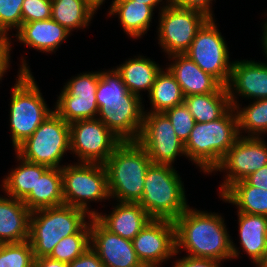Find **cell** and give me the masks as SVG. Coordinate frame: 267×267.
<instances>
[{"mask_svg":"<svg viewBox=\"0 0 267 267\" xmlns=\"http://www.w3.org/2000/svg\"><path fill=\"white\" fill-rule=\"evenodd\" d=\"M221 214L191 208L174 220L176 253L219 262L239 258L240 250L231 239Z\"/></svg>","mask_w":267,"mask_h":267,"instance_id":"6da1fadb","label":"cell"},{"mask_svg":"<svg viewBox=\"0 0 267 267\" xmlns=\"http://www.w3.org/2000/svg\"><path fill=\"white\" fill-rule=\"evenodd\" d=\"M238 137V117L231 106L219 119L195 122L184 144L186 158L198 166L200 172L212 174Z\"/></svg>","mask_w":267,"mask_h":267,"instance_id":"7a4b0ae2","label":"cell"},{"mask_svg":"<svg viewBox=\"0 0 267 267\" xmlns=\"http://www.w3.org/2000/svg\"><path fill=\"white\" fill-rule=\"evenodd\" d=\"M20 69L14 86L11 87L10 132L14 150L28 139L54 110L48 108L35 78L21 58Z\"/></svg>","mask_w":267,"mask_h":267,"instance_id":"3957f363","label":"cell"},{"mask_svg":"<svg viewBox=\"0 0 267 267\" xmlns=\"http://www.w3.org/2000/svg\"><path fill=\"white\" fill-rule=\"evenodd\" d=\"M151 164L148 153L137 141H122L103 164L110 198L116 202L138 203Z\"/></svg>","mask_w":267,"mask_h":267,"instance_id":"277c9868","label":"cell"},{"mask_svg":"<svg viewBox=\"0 0 267 267\" xmlns=\"http://www.w3.org/2000/svg\"><path fill=\"white\" fill-rule=\"evenodd\" d=\"M91 218L85 210L68 205L32 211L28 241L34 259L49 257L62 238L78 233Z\"/></svg>","mask_w":267,"mask_h":267,"instance_id":"5b68a950","label":"cell"},{"mask_svg":"<svg viewBox=\"0 0 267 267\" xmlns=\"http://www.w3.org/2000/svg\"><path fill=\"white\" fill-rule=\"evenodd\" d=\"M174 166L151 164L141 200L138 202L153 219L174 221L188 207L182 178Z\"/></svg>","mask_w":267,"mask_h":267,"instance_id":"8992f818","label":"cell"},{"mask_svg":"<svg viewBox=\"0 0 267 267\" xmlns=\"http://www.w3.org/2000/svg\"><path fill=\"white\" fill-rule=\"evenodd\" d=\"M64 205L85 210L94 217L98 212L90 210L89 202L110 200L107 172L103 164H64L61 167Z\"/></svg>","mask_w":267,"mask_h":267,"instance_id":"52a82bcc","label":"cell"},{"mask_svg":"<svg viewBox=\"0 0 267 267\" xmlns=\"http://www.w3.org/2000/svg\"><path fill=\"white\" fill-rule=\"evenodd\" d=\"M14 151L28 162L61 168L62 158L70 151V126L54 111Z\"/></svg>","mask_w":267,"mask_h":267,"instance_id":"ba28073f","label":"cell"},{"mask_svg":"<svg viewBox=\"0 0 267 267\" xmlns=\"http://www.w3.org/2000/svg\"><path fill=\"white\" fill-rule=\"evenodd\" d=\"M215 18H209L198 30L193 42L184 53L204 72L227 86L233 61L229 59V48L218 30Z\"/></svg>","mask_w":267,"mask_h":267,"instance_id":"9c48e42d","label":"cell"},{"mask_svg":"<svg viewBox=\"0 0 267 267\" xmlns=\"http://www.w3.org/2000/svg\"><path fill=\"white\" fill-rule=\"evenodd\" d=\"M157 40L168 56L184 54L198 30L209 19L197 10L185 9L170 4L158 14Z\"/></svg>","mask_w":267,"mask_h":267,"instance_id":"30bf717a","label":"cell"},{"mask_svg":"<svg viewBox=\"0 0 267 267\" xmlns=\"http://www.w3.org/2000/svg\"><path fill=\"white\" fill-rule=\"evenodd\" d=\"M70 126V154L78 163L104 164L122 142L99 119L75 121Z\"/></svg>","mask_w":267,"mask_h":267,"instance_id":"8fae6325","label":"cell"},{"mask_svg":"<svg viewBox=\"0 0 267 267\" xmlns=\"http://www.w3.org/2000/svg\"><path fill=\"white\" fill-rule=\"evenodd\" d=\"M267 165V142L262 137L239 136L227 151L220 164L213 170L226 172L220 184L221 196L232 184L244 180L250 174Z\"/></svg>","mask_w":267,"mask_h":267,"instance_id":"7c38bea8","label":"cell"},{"mask_svg":"<svg viewBox=\"0 0 267 267\" xmlns=\"http://www.w3.org/2000/svg\"><path fill=\"white\" fill-rule=\"evenodd\" d=\"M147 111H144L142 128L136 141L146 150L152 163L173 166L178 155L186 158L184 144L167 116Z\"/></svg>","mask_w":267,"mask_h":267,"instance_id":"4fadbf2b","label":"cell"},{"mask_svg":"<svg viewBox=\"0 0 267 267\" xmlns=\"http://www.w3.org/2000/svg\"><path fill=\"white\" fill-rule=\"evenodd\" d=\"M132 243L144 267H161L176 253L174 221L152 218L132 239Z\"/></svg>","mask_w":267,"mask_h":267,"instance_id":"5bb4252c","label":"cell"},{"mask_svg":"<svg viewBox=\"0 0 267 267\" xmlns=\"http://www.w3.org/2000/svg\"><path fill=\"white\" fill-rule=\"evenodd\" d=\"M143 97L128 92L123 99L101 100L97 119L122 141H136L144 119Z\"/></svg>","mask_w":267,"mask_h":267,"instance_id":"9a60e30c","label":"cell"},{"mask_svg":"<svg viewBox=\"0 0 267 267\" xmlns=\"http://www.w3.org/2000/svg\"><path fill=\"white\" fill-rule=\"evenodd\" d=\"M90 247L105 267H144L132 240L107 230L95 217L90 219Z\"/></svg>","mask_w":267,"mask_h":267,"instance_id":"2e32d148","label":"cell"},{"mask_svg":"<svg viewBox=\"0 0 267 267\" xmlns=\"http://www.w3.org/2000/svg\"><path fill=\"white\" fill-rule=\"evenodd\" d=\"M226 87L231 105L239 104L238 95L251 101L267 99V62L247 59L233 61Z\"/></svg>","mask_w":267,"mask_h":267,"instance_id":"e0dca14e","label":"cell"},{"mask_svg":"<svg viewBox=\"0 0 267 267\" xmlns=\"http://www.w3.org/2000/svg\"><path fill=\"white\" fill-rule=\"evenodd\" d=\"M168 59L172 62L167 68L180 85L184 97L214 93L222 86L215 77L202 71L187 55L174 54L168 56Z\"/></svg>","mask_w":267,"mask_h":267,"instance_id":"ac0fdd59","label":"cell"},{"mask_svg":"<svg viewBox=\"0 0 267 267\" xmlns=\"http://www.w3.org/2000/svg\"><path fill=\"white\" fill-rule=\"evenodd\" d=\"M109 214L94 217L109 231L132 240L152 219L139 203L118 202Z\"/></svg>","mask_w":267,"mask_h":267,"instance_id":"d6986e66","label":"cell"},{"mask_svg":"<svg viewBox=\"0 0 267 267\" xmlns=\"http://www.w3.org/2000/svg\"><path fill=\"white\" fill-rule=\"evenodd\" d=\"M70 32L52 18L23 23L16 31V39L24 46H29L38 52H56L60 45L66 41Z\"/></svg>","mask_w":267,"mask_h":267,"instance_id":"ffe728a7","label":"cell"},{"mask_svg":"<svg viewBox=\"0 0 267 267\" xmlns=\"http://www.w3.org/2000/svg\"><path fill=\"white\" fill-rule=\"evenodd\" d=\"M30 214L22 200L0 195V244L27 241Z\"/></svg>","mask_w":267,"mask_h":267,"instance_id":"44dd1931","label":"cell"},{"mask_svg":"<svg viewBox=\"0 0 267 267\" xmlns=\"http://www.w3.org/2000/svg\"><path fill=\"white\" fill-rule=\"evenodd\" d=\"M237 213L240 248L259 267L267 254V216Z\"/></svg>","mask_w":267,"mask_h":267,"instance_id":"7402d4cb","label":"cell"},{"mask_svg":"<svg viewBox=\"0 0 267 267\" xmlns=\"http://www.w3.org/2000/svg\"><path fill=\"white\" fill-rule=\"evenodd\" d=\"M109 9V17L116 15L124 33L135 40L147 33L154 18V10L136 0H112Z\"/></svg>","mask_w":267,"mask_h":267,"instance_id":"603a6c76","label":"cell"},{"mask_svg":"<svg viewBox=\"0 0 267 267\" xmlns=\"http://www.w3.org/2000/svg\"><path fill=\"white\" fill-rule=\"evenodd\" d=\"M145 57L139 54L115 67L128 91L139 97L143 95L141 91L150 93L156 75L162 69L158 63Z\"/></svg>","mask_w":267,"mask_h":267,"instance_id":"cb8c5ba5","label":"cell"},{"mask_svg":"<svg viewBox=\"0 0 267 267\" xmlns=\"http://www.w3.org/2000/svg\"><path fill=\"white\" fill-rule=\"evenodd\" d=\"M22 201L31 212L64 205L61 168H48Z\"/></svg>","mask_w":267,"mask_h":267,"instance_id":"d4e9b609","label":"cell"},{"mask_svg":"<svg viewBox=\"0 0 267 267\" xmlns=\"http://www.w3.org/2000/svg\"><path fill=\"white\" fill-rule=\"evenodd\" d=\"M19 162L18 166L12 168L10 173L4 177L2 182V191L12 198L23 200L31 191L35 189L37 178H39L47 169V166L31 163L16 154Z\"/></svg>","mask_w":267,"mask_h":267,"instance_id":"484cf974","label":"cell"},{"mask_svg":"<svg viewBox=\"0 0 267 267\" xmlns=\"http://www.w3.org/2000/svg\"><path fill=\"white\" fill-rule=\"evenodd\" d=\"M184 104L198 123L219 119L231 107L227 87L223 85L214 93L186 96Z\"/></svg>","mask_w":267,"mask_h":267,"instance_id":"4316f807","label":"cell"},{"mask_svg":"<svg viewBox=\"0 0 267 267\" xmlns=\"http://www.w3.org/2000/svg\"><path fill=\"white\" fill-rule=\"evenodd\" d=\"M220 198L242 212L267 216V190L249 185L245 180L232 184Z\"/></svg>","mask_w":267,"mask_h":267,"instance_id":"83f0119b","label":"cell"},{"mask_svg":"<svg viewBox=\"0 0 267 267\" xmlns=\"http://www.w3.org/2000/svg\"><path fill=\"white\" fill-rule=\"evenodd\" d=\"M53 109L68 124L96 119L99 112L96 93L68 94L63 88Z\"/></svg>","mask_w":267,"mask_h":267,"instance_id":"f1b7e54d","label":"cell"},{"mask_svg":"<svg viewBox=\"0 0 267 267\" xmlns=\"http://www.w3.org/2000/svg\"><path fill=\"white\" fill-rule=\"evenodd\" d=\"M151 113H164L177 105L184 103V95L173 74L165 67L156 75L150 93L147 95Z\"/></svg>","mask_w":267,"mask_h":267,"instance_id":"f546056e","label":"cell"},{"mask_svg":"<svg viewBox=\"0 0 267 267\" xmlns=\"http://www.w3.org/2000/svg\"><path fill=\"white\" fill-rule=\"evenodd\" d=\"M51 18L70 33L88 28L96 13L85 0H51Z\"/></svg>","mask_w":267,"mask_h":267,"instance_id":"4dcf8cb0","label":"cell"},{"mask_svg":"<svg viewBox=\"0 0 267 267\" xmlns=\"http://www.w3.org/2000/svg\"><path fill=\"white\" fill-rule=\"evenodd\" d=\"M251 103L244 108H241L240 103L231 105L237 113L239 136L263 137L262 134L267 135V99Z\"/></svg>","mask_w":267,"mask_h":267,"instance_id":"1f68e13d","label":"cell"},{"mask_svg":"<svg viewBox=\"0 0 267 267\" xmlns=\"http://www.w3.org/2000/svg\"><path fill=\"white\" fill-rule=\"evenodd\" d=\"M89 247L90 219L78 233L62 238L49 257L69 264Z\"/></svg>","mask_w":267,"mask_h":267,"instance_id":"d6a6232c","label":"cell"},{"mask_svg":"<svg viewBox=\"0 0 267 267\" xmlns=\"http://www.w3.org/2000/svg\"><path fill=\"white\" fill-rule=\"evenodd\" d=\"M34 256L29 241L0 244V267H33Z\"/></svg>","mask_w":267,"mask_h":267,"instance_id":"836d02e7","label":"cell"},{"mask_svg":"<svg viewBox=\"0 0 267 267\" xmlns=\"http://www.w3.org/2000/svg\"><path fill=\"white\" fill-rule=\"evenodd\" d=\"M128 92L120 74L114 67L108 71L99 70V81L96 91L98 108L101 106V100L123 99Z\"/></svg>","mask_w":267,"mask_h":267,"instance_id":"e575fe53","label":"cell"},{"mask_svg":"<svg viewBox=\"0 0 267 267\" xmlns=\"http://www.w3.org/2000/svg\"><path fill=\"white\" fill-rule=\"evenodd\" d=\"M171 121L174 131L179 140L185 144L189 139L190 133L194 127L195 120L188 107L182 103L164 112Z\"/></svg>","mask_w":267,"mask_h":267,"instance_id":"d590c367","label":"cell"},{"mask_svg":"<svg viewBox=\"0 0 267 267\" xmlns=\"http://www.w3.org/2000/svg\"><path fill=\"white\" fill-rule=\"evenodd\" d=\"M24 0H0V30L8 37L12 29L22 25V3Z\"/></svg>","mask_w":267,"mask_h":267,"instance_id":"8d00e7d4","label":"cell"},{"mask_svg":"<svg viewBox=\"0 0 267 267\" xmlns=\"http://www.w3.org/2000/svg\"><path fill=\"white\" fill-rule=\"evenodd\" d=\"M98 81L99 71L83 72L69 79L63 89L68 94L96 93Z\"/></svg>","mask_w":267,"mask_h":267,"instance_id":"74e56055","label":"cell"},{"mask_svg":"<svg viewBox=\"0 0 267 267\" xmlns=\"http://www.w3.org/2000/svg\"><path fill=\"white\" fill-rule=\"evenodd\" d=\"M51 0H24L22 3V24L51 19Z\"/></svg>","mask_w":267,"mask_h":267,"instance_id":"f35d334b","label":"cell"},{"mask_svg":"<svg viewBox=\"0 0 267 267\" xmlns=\"http://www.w3.org/2000/svg\"><path fill=\"white\" fill-rule=\"evenodd\" d=\"M212 2L213 0H171V4L174 6L197 10L199 12H202L209 18H214L212 11Z\"/></svg>","mask_w":267,"mask_h":267,"instance_id":"ab89813d","label":"cell"},{"mask_svg":"<svg viewBox=\"0 0 267 267\" xmlns=\"http://www.w3.org/2000/svg\"><path fill=\"white\" fill-rule=\"evenodd\" d=\"M68 267H105L95 251L89 247L79 257L68 264Z\"/></svg>","mask_w":267,"mask_h":267,"instance_id":"60d3db41","label":"cell"},{"mask_svg":"<svg viewBox=\"0 0 267 267\" xmlns=\"http://www.w3.org/2000/svg\"><path fill=\"white\" fill-rule=\"evenodd\" d=\"M176 259L172 267H221L222 265V262L214 259L193 258L186 255Z\"/></svg>","mask_w":267,"mask_h":267,"instance_id":"b9f144b4","label":"cell"},{"mask_svg":"<svg viewBox=\"0 0 267 267\" xmlns=\"http://www.w3.org/2000/svg\"><path fill=\"white\" fill-rule=\"evenodd\" d=\"M11 39H1L0 40V81H2L3 76L6 74L8 69H10V57H11Z\"/></svg>","mask_w":267,"mask_h":267,"instance_id":"7bdbcfd3","label":"cell"},{"mask_svg":"<svg viewBox=\"0 0 267 267\" xmlns=\"http://www.w3.org/2000/svg\"><path fill=\"white\" fill-rule=\"evenodd\" d=\"M249 185L267 190V165L244 179Z\"/></svg>","mask_w":267,"mask_h":267,"instance_id":"ee69618b","label":"cell"},{"mask_svg":"<svg viewBox=\"0 0 267 267\" xmlns=\"http://www.w3.org/2000/svg\"><path fill=\"white\" fill-rule=\"evenodd\" d=\"M33 267H68V263L50 257L35 258Z\"/></svg>","mask_w":267,"mask_h":267,"instance_id":"f6af8a7d","label":"cell"},{"mask_svg":"<svg viewBox=\"0 0 267 267\" xmlns=\"http://www.w3.org/2000/svg\"><path fill=\"white\" fill-rule=\"evenodd\" d=\"M136 1H138V2H140V3H144V4H146V5H149L153 10H155V8L157 9L159 6V12L163 9V8H165V7H167V6H169L170 4H171V0H136ZM166 1V2H165ZM165 2V3H164ZM160 4V5H159ZM163 4V5H162ZM158 6V7H157Z\"/></svg>","mask_w":267,"mask_h":267,"instance_id":"bcb514c9","label":"cell"},{"mask_svg":"<svg viewBox=\"0 0 267 267\" xmlns=\"http://www.w3.org/2000/svg\"><path fill=\"white\" fill-rule=\"evenodd\" d=\"M265 16H267V13H266V15ZM267 20V19H266ZM262 31H263V35L261 36V44H262V51L265 53H263V55H266L265 56V59L267 58V21H265V23H264V25H263V27H262Z\"/></svg>","mask_w":267,"mask_h":267,"instance_id":"7dc6e473","label":"cell"},{"mask_svg":"<svg viewBox=\"0 0 267 267\" xmlns=\"http://www.w3.org/2000/svg\"><path fill=\"white\" fill-rule=\"evenodd\" d=\"M86 4L96 13L105 0H85Z\"/></svg>","mask_w":267,"mask_h":267,"instance_id":"c3c4849f","label":"cell"},{"mask_svg":"<svg viewBox=\"0 0 267 267\" xmlns=\"http://www.w3.org/2000/svg\"><path fill=\"white\" fill-rule=\"evenodd\" d=\"M259 267H267V254H266L264 261L260 264Z\"/></svg>","mask_w":267,"mask_h":267,"instance_id":"681fc988","label":"cell"},{"mask_svg":"<svg viewBox=\"0 0 267 267\" xmlns=\"http://www.w3.org/2000/svg\"><path fill=\"white\" fill-rule=\"evenodd\" d=\"M1 39H11V38H8L1 30H0V40Z\"/></svg>","mask_w":267,"mask_h":267,"instance_id":"f907efd6","label":"cell"}]
</instances>
